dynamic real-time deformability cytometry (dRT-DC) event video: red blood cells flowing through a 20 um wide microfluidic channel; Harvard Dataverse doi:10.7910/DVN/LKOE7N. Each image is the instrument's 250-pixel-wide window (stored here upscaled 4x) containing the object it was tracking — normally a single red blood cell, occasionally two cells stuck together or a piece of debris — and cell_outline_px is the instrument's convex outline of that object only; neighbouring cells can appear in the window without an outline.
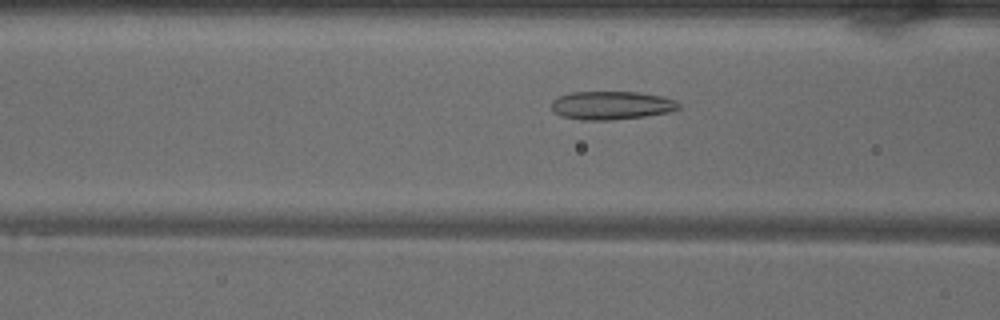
{"species": "common noctule bat (a hibernating species)", "species_latin": "Nyctalus noctula", "temperature_condition": "warm", "stored_images_in_passage": 49, "camera_frame_rate_fps": 3000, "um_per_image_px": 0.085, "animal": {"sex": "male", "body_mass_g": 18.8}, "frame": {"image": 1, "passage_image": 18, "time_ms": 5.667, "image_size_px": [1000, 320], "cell_outline_px": [[680, 108], [668, 112], [644, 116], [608, 120], [584, 120], [560, 116], [552, 112], [552, 100], [560, 96], [572, 92], [636, 92], [660, 96], [676, 100], [680, 104]], "centroid_in_image_um": [51.95, 8.96], "position_along_channel_um": 114.7, "area_um2": 20.92}}
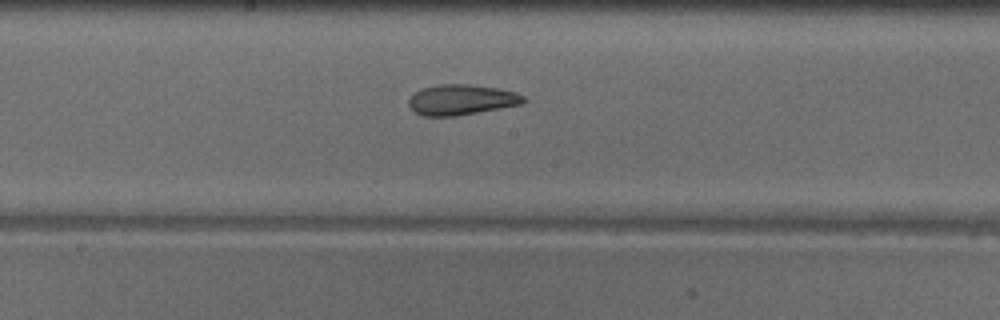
{"frame": {"image": 2, "passage_image": 25, "time_ms": 8.0, "image_size_px": [1000, 320], "cell_outline_px": [[528, 100], [520, 104], [500, 108], [456, 116], [424, 116], [416, 112], [408, 104], [408, 100], [420, 88], [440, 84], [468, 84], [500, 88], [516, 92], [524, 96]], "centroid_in_image_um": [39.24, 8.47], "position_along_channel_um": 209.0, "area_um2": 20.35}}
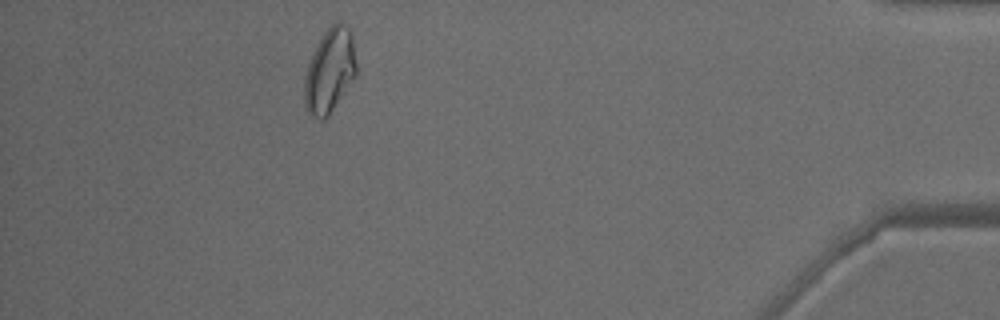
{"frame": {"image": 3, "passage_image": 44, "time_ms": 14.333, "image_size_px": [1000, 320], "cell_outline_px": [[356, 76], [328, 116], [324, 120], [320, 120], [312, 116], [304, 108], [304, 76], [312, 52], [320, 36], [336, 20], [344, 24], [352, 32], [356, 64]], "centroid_in_image_um": [28.01, 6.01], "position_along_channel_um": 407.2, "area_um2": 25.84}, "authors_computed_cell_mechanics": {"area_um2": 22.9466, "velocity_mm_per_s": 4.0279, "shape_relaxation_time_tau1_ms": null, "shape_relaxation_time_tau2_ms": 2.8093, "deformation_change_tau1": null, "deformation_change_tau2": 0.1036}}